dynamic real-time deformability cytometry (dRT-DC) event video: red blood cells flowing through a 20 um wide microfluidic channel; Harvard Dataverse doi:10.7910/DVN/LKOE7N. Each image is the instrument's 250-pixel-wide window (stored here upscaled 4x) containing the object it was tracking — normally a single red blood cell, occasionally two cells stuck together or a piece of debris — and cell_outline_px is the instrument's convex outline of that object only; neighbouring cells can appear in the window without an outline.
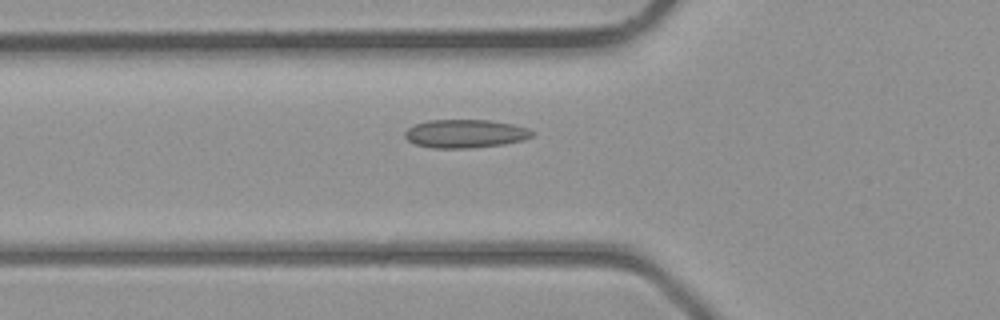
{"species": "common noctule bat (a hibernating species)", "species_latin": "Nyctalus noctula", "temperature_condition": "room temperature", "stored_images_in_passage": 29, "camera_frame_rate_fps": 3000, "um_per_image_px": 0.085, "animal": {"sex": "male", "body_mass_g": 23.1, "forearm_length_mm": 52.7}, "frame": {"image": 1, "passage_image": 2, "time_ms": 0.333, "image_size_px": [1000, 320], "cell_outline_px": [[536, 132], [532, 136], [524, 140], [504, 144], [472, 148], [432, 148], [416, 144], [408, 140], [404, 136], [404, 132], [408, 128], [416, 124], [428, 120], [488, 120], [512, 124], [528, 128]], "centroid_in_image_um": [39.57, 11.36], "position_along_channel_um": 86.2, "area_um2": 21.1}}
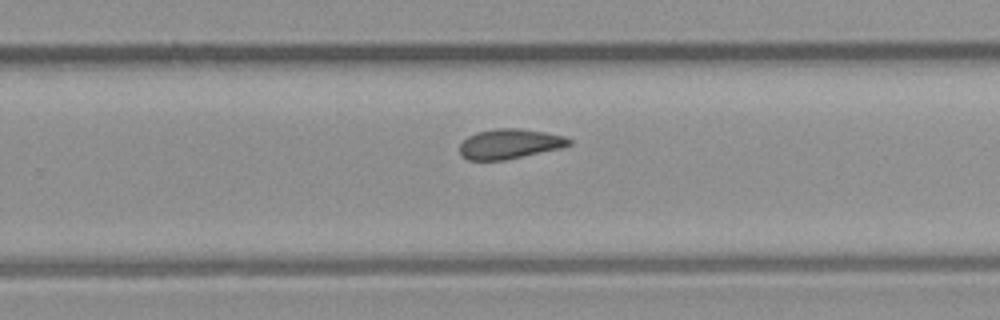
{"frame": {"image": 2, "passage_image": 14, "time_ms": 4.333, "image_size_px": [1000, 320], "cell_outline_px": [[572, 144], [564, 148], [504, 160], [468, 160], [460, 152], [460, 144], [468, 136], [476, 132], [496, 128], [520, 128], [544, 132], [564, 136], [572, 140]], "centroid_in_image_um": [43.36, 12.22], "position_along_channel_um": 286.4, "area_um2": 19.13}}
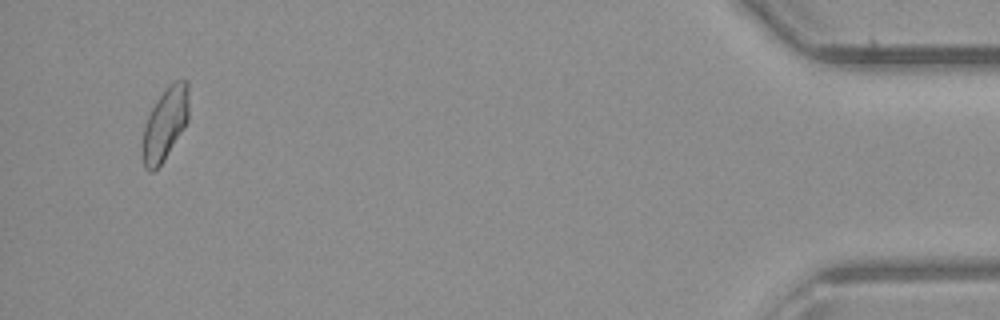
{"frame": {"image": 3, "passage_image": 27, "time_ms": 8.667, "image_size_px": [1000, 320], "cell_outline_px": [[188, 120], [164, 160], [152, 172], [144, 168], [144, 124], [152, 108], [160, 96], [176, 80], [188, 80]], "centroid_in_image_um": [14.06, 10.52], "position_along_channel_um": 421.1, "area_um2": 18.79}}